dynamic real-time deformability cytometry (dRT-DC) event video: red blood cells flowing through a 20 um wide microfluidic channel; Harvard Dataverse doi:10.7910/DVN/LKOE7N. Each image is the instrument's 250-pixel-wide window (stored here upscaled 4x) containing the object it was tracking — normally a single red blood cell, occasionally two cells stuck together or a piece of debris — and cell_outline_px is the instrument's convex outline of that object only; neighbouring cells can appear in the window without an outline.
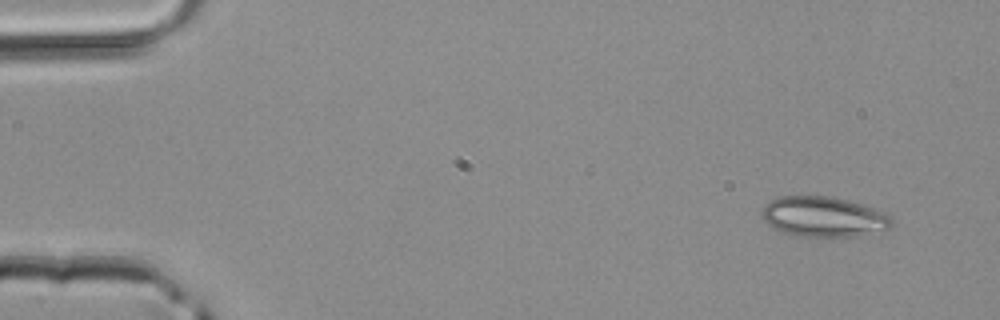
{"species": "common noctule bat (a hibernating species)", "species_latin": "Nyctalus noctula", "temperature_condition": "room temperature", "stored_images_in_passage": 4, "camera_frame_rate_fps": 3000, "um_per_image_px": 0.085, "animal": {"sex": "male", "body_mass_g": 20.4}, "frame": {"image": 1, "passage_image": 1, "time_ms": 0.0, "image_size_px": [1000, 320], "cell_outline_px": [[892, 224], [888, 228], [856, 236], [796, 236], [776, 232], [764, 220], [760, 212], [764, 204], [780, 196], [832, 196], [848, 200], [884, 212], [892, 216]], "centroid_in_image_um": [69.93, 18.42], "position_along_channel_um": 15.1, "area_um2": 30.52}}